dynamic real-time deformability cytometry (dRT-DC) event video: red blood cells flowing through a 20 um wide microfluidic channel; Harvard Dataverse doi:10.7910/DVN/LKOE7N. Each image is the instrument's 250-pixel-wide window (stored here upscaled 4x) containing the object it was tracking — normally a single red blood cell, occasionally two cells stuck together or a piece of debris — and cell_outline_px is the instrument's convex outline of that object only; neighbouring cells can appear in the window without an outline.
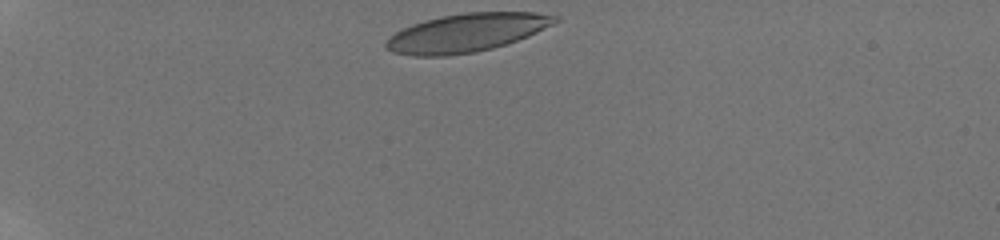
{"species": "human", "species_latin": "Homo sapiens", "temperature_condition": "room temperature", "stored_images_in_passage": 36, "camera_frame_rate_fps": 3000, "um_per_image_px": 0.085, "donor": {"sex": "male"}, "frame": {"image": 1, "passage_image": 1, "time_ms": 0.0, "image_size_px": [1000, 240], "cell_outline_px": [[560, 20], [528, 36], [492, 48], [476, 52], [444, 56], [412, 56], [392, 52], [384, 48], [384, 40], [388, 36], [412, 24], [424, 20], [440, 16], [464, 12], [536, 12], [560, 16]], "centroid_in_image_um": [39.61, 2.78], "position_along_channel_um": 45.4, "area_um2": 37.92}}
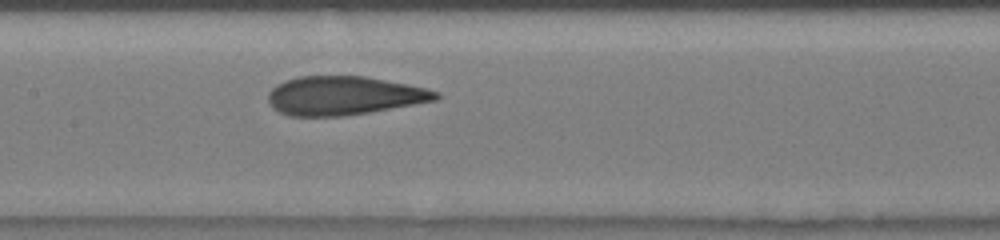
{"frame": {"image": 2, "passage_image": 16, "time_ms": 5.0, "image_size_px": [1000, 240], "cell_outline_px": [[440, 96], [436, 100], [368, 112], [344, 116], [288, 116], [272, 108], [268, 100], [268, 92], [276, 84], [300, 76], [368, 76], [408, 84], [440, 92]], "centroid_in_image_um": [29.21, 8.12], "position_along_channel_um": 178.2, "area_um2": 37.8}}
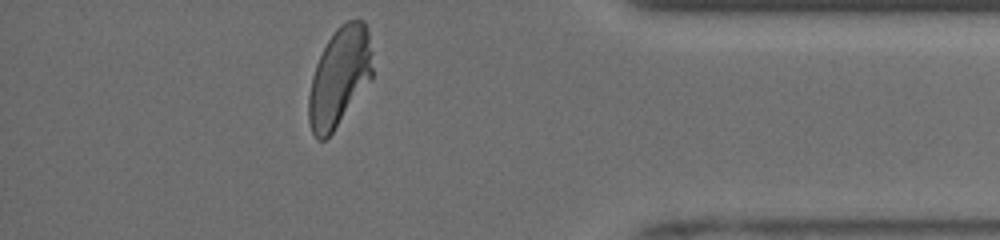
{"frame": {"image": 3, "passage_image": 35, "time_ms": 11.333, "image_size_px": [1000, 240], "cell_outline_px": [[372, 80], [332, 132], [324, 140], [316, 140], [312, 132], [308, 120], [308, 96], [312, 76], [316, 64], [328, 40], [336, 28], [340, 24], [348, 20], [364, 20], [368, 28], [372, 52]], "centroid_in_image_um": [28.86, 6.53], "position_along_channel_um": 406.3, "area_um2": 36.99}, "authors_computed_cell_mechanics": {"area_um2": 37.9168, "velocity_mm_per_s": 3.9216, "shape_relaxation_time_tau1_ms": 5.6048, "shape_relaxation_time_tau2_ms": 0.863, "deformation_change_tau1": 0.1838, "deformation_change_tau2": 0.065}}